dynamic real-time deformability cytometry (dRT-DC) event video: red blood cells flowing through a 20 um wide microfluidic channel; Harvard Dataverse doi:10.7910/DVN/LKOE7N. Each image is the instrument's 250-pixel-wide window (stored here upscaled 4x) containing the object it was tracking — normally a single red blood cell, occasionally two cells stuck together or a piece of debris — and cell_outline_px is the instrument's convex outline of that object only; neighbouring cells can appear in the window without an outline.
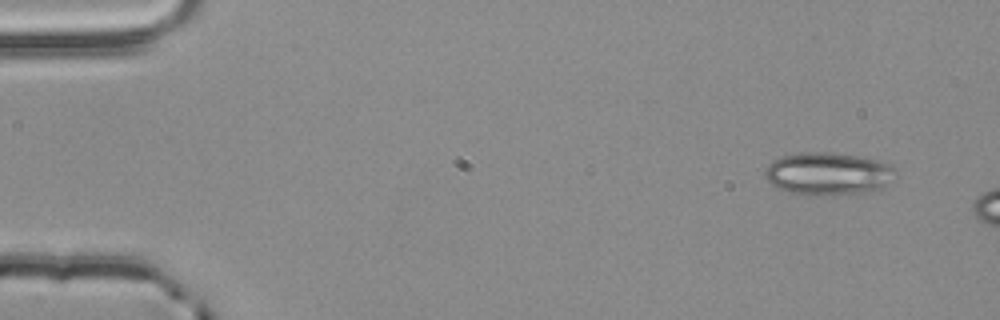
{"species": "common noctule bat (a hibernating species)", "species_latin": "Nyctalus noctula", "temperature_condition": "room temperature", "stored_images_in_passage": 3, "camera_frame_rate_fps": 3000, "um_per_image_px": 0.085, "animal": {"sex": "male", "body_mass_g": 20.4}, "frame": {"image": 1, "passage_image": 1, "time_ms": 0.0, "image_size_px": [1000, 320], "cell_outline_px": [[896, 172], [888, 184], [884, 188], [872, 192], [788, 192], [772, 184], [764, 176], [764, 172], [768, 164], [784, 156], [804, 152], [828, 152], [856, 156], [876, 160], [888, 164], [896, 168]], "centroid_in_image_um": [70.43, 14.72], "position_along_channel_um": 14.6, "area_um2": 31.21}}